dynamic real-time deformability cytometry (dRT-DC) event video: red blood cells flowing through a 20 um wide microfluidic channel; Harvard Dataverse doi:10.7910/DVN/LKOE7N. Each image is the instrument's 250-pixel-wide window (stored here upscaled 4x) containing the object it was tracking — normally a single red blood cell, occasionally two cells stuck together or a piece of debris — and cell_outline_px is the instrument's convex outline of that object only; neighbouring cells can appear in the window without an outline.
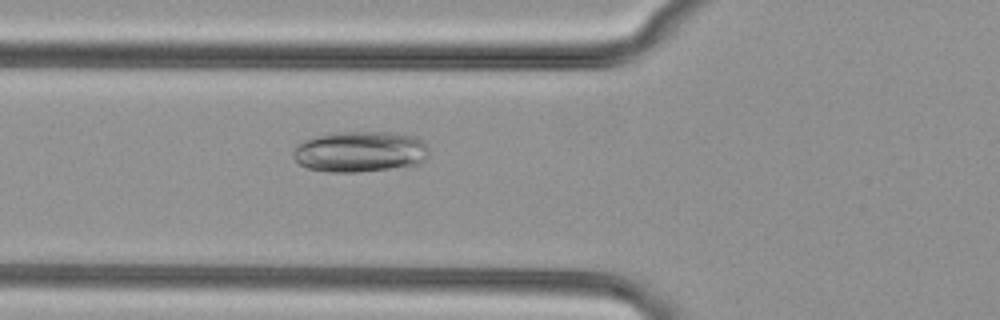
{"species": "common noctule bat (a hibernating species)", "species_latin": "Nyctalus noctula", "temperature_condition": "cold", "stored_images_in_passage": 33, "camera_frame_rate_fps": 3000, "um_per_image_px": 0.085, "animal": {"sex": "female", "body_mass_g": 29.2, "forearm_length_mm": 56.3}, "frame": {"image": 1, "passage_image": 3, "time_ms": 0.667, "image_size_px": [1000, 320], "cell_outline_px": [[428, 156], [420, 164], [360, 172], [328, 172], [308, 168], [300, 164], [292, 156], [292, 152], [304, 140], [336, 132], [392, 132], [416, 136], [428, 144]], "centroid_in_image_um": [30.66, 12.89], "position_along_channel_um": 95.1, "area_um2": 32.37}}
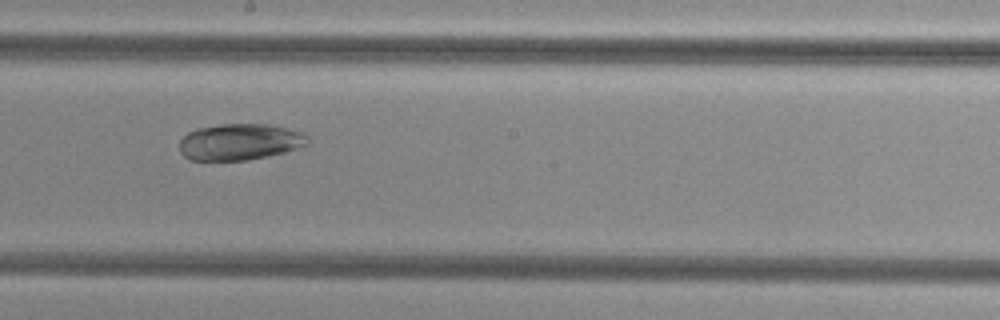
{"frame": {"image": 2, "passage_image": 13, "time_ms": 4.0, "image_size_px": [1000, 320], "cell_outline_px": [[308, 144], [284, 152], [268, 156], [248, 160], [192, 160], [184, 156], [180, 152], [180, 140], [188, 132], [196, 128], [220, 124], [268, 124], [288, 128], [300, 132], [308, 136]], "centroid_in_image_um": [20.37, 12.05], "position_along_channel_um": 227.8, "area_um2": 27.17}}
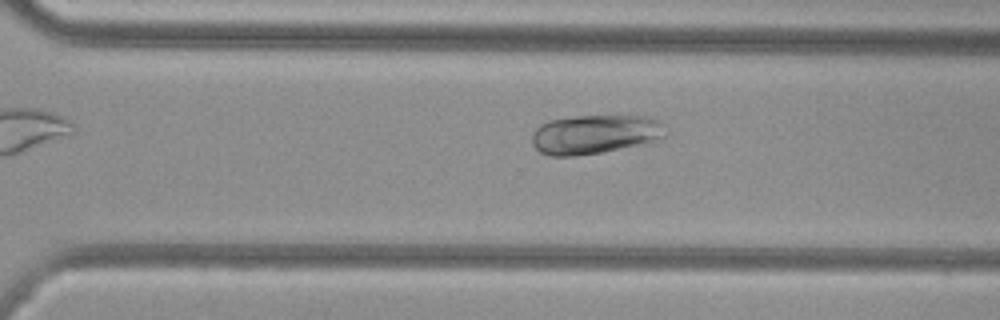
{"frame": {"image": 3, "passage_image": 20, "time_ms": 6.333, "image_size_px": [1000, 320], "cell_outline_px": [[668, 136], [604, 152], [572, 156], [548, 156], [540, 152], [532, 144], [532, 132], [540, 124], [548, 120], [576, 116], [648, 116], [660, 120], [668, 132]], "centroid_in_image_um": [50.54, 11.4], "position_along_channel_um": 320.1, "area_um2": 30.52}}